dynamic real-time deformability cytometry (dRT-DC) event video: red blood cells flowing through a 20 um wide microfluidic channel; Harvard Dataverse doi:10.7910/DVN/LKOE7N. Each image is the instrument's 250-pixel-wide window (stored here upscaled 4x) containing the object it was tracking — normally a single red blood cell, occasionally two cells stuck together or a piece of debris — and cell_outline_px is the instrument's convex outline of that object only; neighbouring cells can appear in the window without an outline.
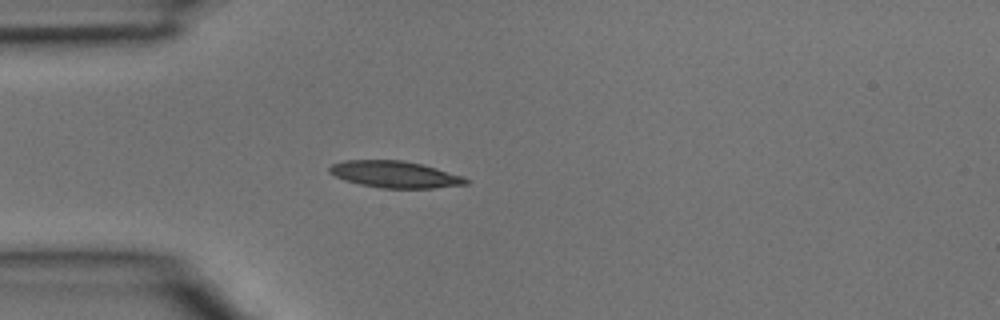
{"species": "common noctule bat (a hibernating species)", "species_latin": "Nyctalus noctula", "temperature_condition": "room temperature", "stored_images_in_passage": 2, "camera_frame_rate_fps": 3000, "um_per_image_px": 0.085, "animal": {"sex": "male", "body_mass_g": 15.6}, "frame": {"image": 1, "passage_image": 2, "time_ms": 0.333, "image_size_px": [1000, 320], "cell_outline_px": [[468, 184], [432, 188], [380, 188], [360, 184], [344, 180], [328, 172], [328, 168], [332, 164], [344, 160], [404, 160], [424, 164], [464, 176], [468, 180]], "centroid_in_image_um": [33.57, 14.81], "position_along_channel_um": 51.4, "area_um2": 21.39}}